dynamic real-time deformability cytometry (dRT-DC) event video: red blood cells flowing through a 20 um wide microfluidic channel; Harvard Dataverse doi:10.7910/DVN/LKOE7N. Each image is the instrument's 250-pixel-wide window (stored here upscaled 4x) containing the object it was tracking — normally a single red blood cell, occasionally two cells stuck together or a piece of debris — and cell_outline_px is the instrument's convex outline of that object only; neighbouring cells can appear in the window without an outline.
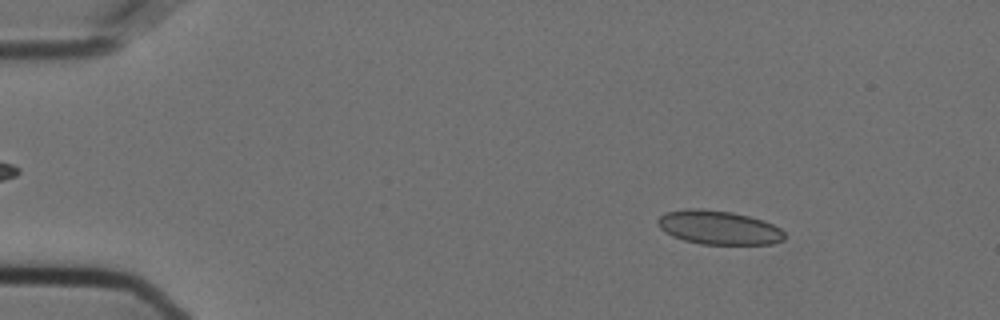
{"species": "Egyptian fruit bat (a non-hibernating species)", "species_latin": "Rousettus aegyptiacus", "temperature_condition": "cold", "stored_images_in_passage": 55, "camera_frame_rate_fps": 3000, "um_per_image_px": 0.085, "animal": {"sex": "female"}, "frame": {"image": 1, "passage_image": 7, "time_ms": 2.0, "image_size_px": [1000, 320], "cell_outline_px": [[784, 240], [772, 244], [700, 244], [684, 240], [672, 236], [660, 228], [656, 224], [656, 220], [660, 216], [668, 212], [688, 208], [700, 208], [732, 212], [764, 220], [780, 228], [784, 232]], "centroid_in_image_um": [61.08, 19.34], "position_along_channel_um": 23.9, "area_um2": 25.09}}
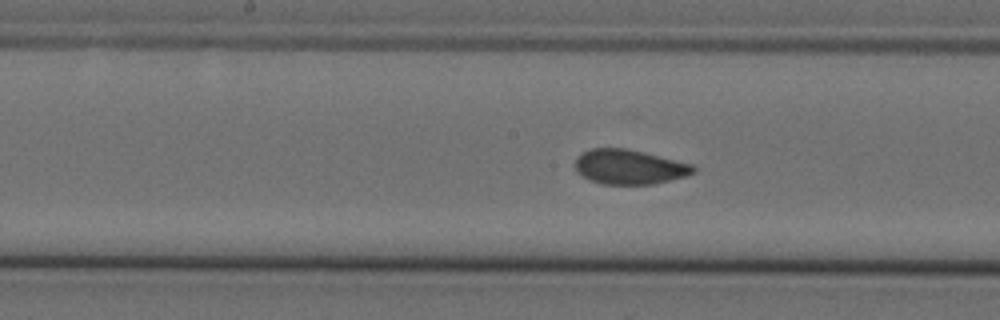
{"frame": {"image": 2, "passage_image": 28, "time_ms": 9.0, "image_size_px": [1000, 320], "cell_outline_px": [[696, 172], [684, 176], [652, 184], [600, 184], [588, 180], [576, 172], [576, 160], [584, 152], [592, 148], [628, 148], [692, 164], [696, 168]], "centroid_in_image_um": [53.48, 14.19], "position_along_channel_um": 194.7, "area_um2": 23.76}}
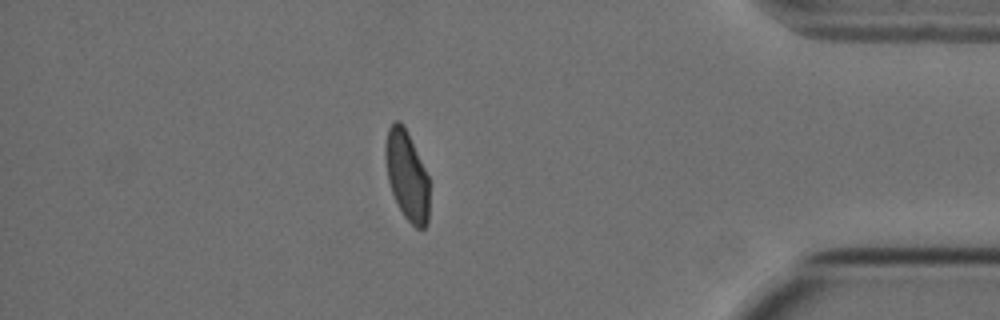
{"frame": {"image": 3, "passage_image": 48, "time_ms": 15.667, "image_size_px": [1000, 320], "cell_outline_px": [[428, 224], [424, 228], [416, 228], [404, 216], [392, 192], [388, 180], [384, 156], [384, 148], [388, 128], [396, 120], [400, 120], [404, 124], [428, 176]], "centroid_in_image_um": [34.57, 14.89], "position_along_channel_um": 400.6, "area_um2": 22.72}, "authors_computed_cell_mechanics": {"area_um2": 24.3338, "velocity_mm_per_s": 3.5943, "shape_relaxation_time_tau1_ms": 11.2126, "shape_relaxation_time_tau2_ms": 0.714, "deformation_change_tau1": 0.1761, "deformation_change_tau2": 0.0355}}